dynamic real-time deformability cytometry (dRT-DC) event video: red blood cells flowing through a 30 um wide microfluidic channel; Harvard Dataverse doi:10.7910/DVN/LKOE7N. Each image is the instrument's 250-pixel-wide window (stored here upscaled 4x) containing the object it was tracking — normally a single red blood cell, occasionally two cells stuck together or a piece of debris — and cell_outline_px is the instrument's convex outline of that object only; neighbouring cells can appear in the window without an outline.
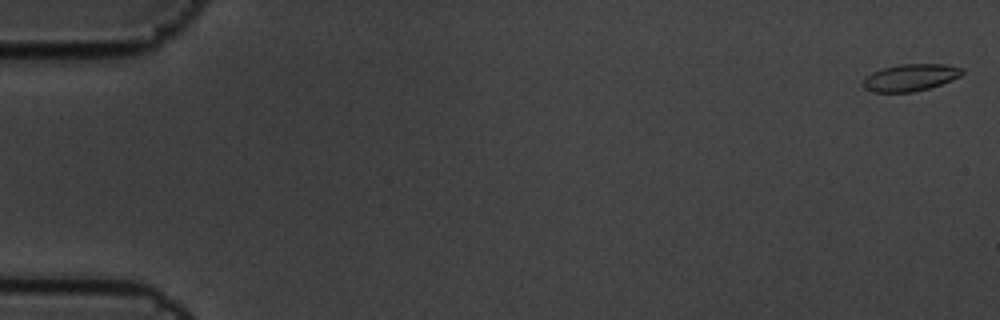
{"species": "common noctule bat (a hibernating species)", "species_latin": "Nyctalus noctula", "temperature_condition": "cold", "stored_images_in_passage": 5, "camera_frame_rate_fps": 3000, "um_per_image_px": 0.085, "animal": {"sex": "male", "body_mass_g": 19.5, "forearm_length_mm": 54.6}, "frame": {"image": 1, "passage_image": 1, "time_ms": 0.0, "image_size_px": [1000, 320], "cell_outline_px": [[964, 72], [960, 76], [952, 80], [928, 88], [912, 92], [872, 92], [864, 88], [860, 84], [864, 76], [872, 72], [884, 68], [900, 64], [944, 64], [964, 68]], "centroid_in_image_um": [77.34, 6.59], "position_along_channel_um": 7.7, "area_um2": 15.72}}
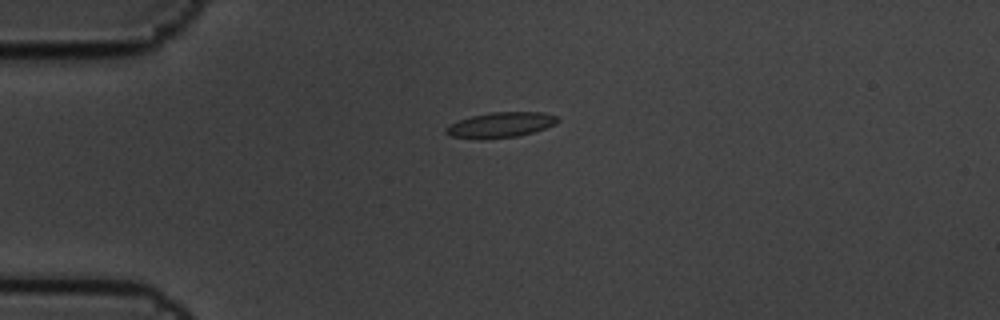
{"frame": {"image": 2, "passage_image": 5, "time_ms": 1.333, "image_size_px": [1000, 320], "cell_outline_px": [[560, 120], [556, 124], [532, 132], [516, 136], [448, 136], [444, 132], [444, 128], [448, 124], [472, 116], [488, 112], [544, 112], [556, 116]], "centroid_in_image_um": [42.59, 10.56], "position_along_channel_um": 42.4, "area_um2": 15.66}}